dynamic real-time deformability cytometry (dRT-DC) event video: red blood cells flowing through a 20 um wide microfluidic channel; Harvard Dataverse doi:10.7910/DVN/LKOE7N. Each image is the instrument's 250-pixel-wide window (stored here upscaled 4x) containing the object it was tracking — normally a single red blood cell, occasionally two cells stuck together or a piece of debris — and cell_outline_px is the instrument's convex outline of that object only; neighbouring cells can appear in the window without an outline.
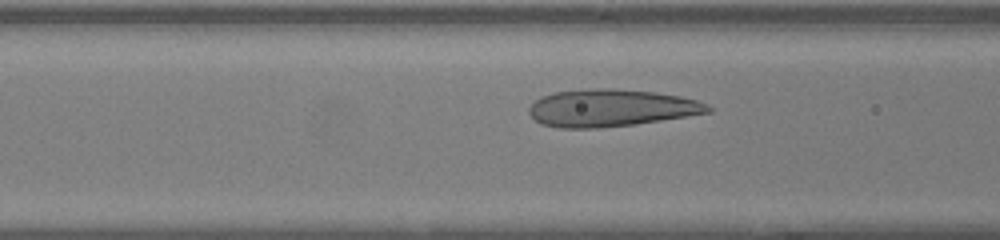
{"species": "human", "species_latin": "Homo sapiens", "temperature_condition": "warm", "stored_images_in_passage": 35, "camera_frame_rate_fps": 3000, "um_per_image_px": 0.085, "donor": {"sex": "female"}, "frame": {"image": 1, "passage_image": 10, "time_ms": 3.0, "image_size_px": [1000, 240], "cell_outline_px": [[712, 112], [660, 120], [632, 124], [596, 128], [560, 128], [540, 124], [528, 112], [528, 108], [540, 96], [552, 92], [592, 88], [612, 88], [652, 92], [680, 96], [696, 100], [708, 104], [712, 108]], "centroid_in_image_um": [51.9, 9.17], "position_along_channel_um": 114.7, "area_um2": 38.78}}
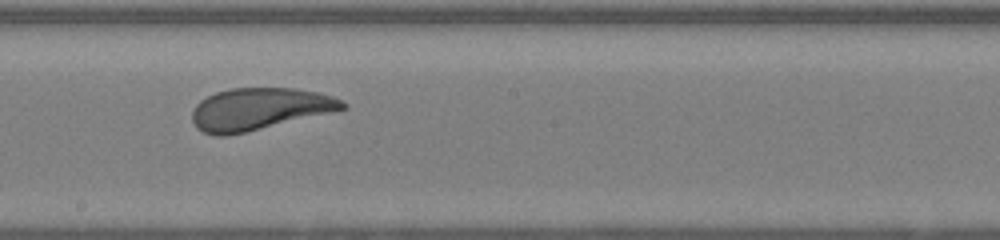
{"frame": {"image": 2, "passage_image": 18, "time_ms": 5.667, "image_size_px": [1000, 240], "cell_outline_px": [[348, 108], [244, 132], [224, 136], [216, 136], [204, 132], [196, 128], [192, 120], [192, 112], [196, 104], [200, 100], [216, 92], [232, 88], [292, 88], [316, 92], [332, 96], [348, 104]], "centroid_in_image_um": [22.0, 9.26], "position_along_channel_um": 226.2, "area_um2": 36.36}}
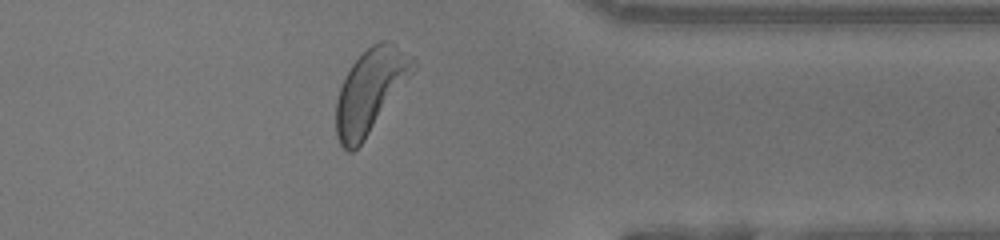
{"frame": {"image": 3, "passage_image": 30, "time_ms": 9.667, "image_size_px": [1000, 240], "cell_outline_px": [[416, 68], [364, 140], [352, 152], [348, 152], [340, 144], [336, 136], [336, 100], [340, 88], [352, 64], [372, 44], [380, 40], [388, 40], [412, 56]], "centroid_in_image_um": [31.46, 7.72], "position_along_channel_um": 379.9, "area_um2": 36.76}, "authors_computed_cell_mechanics": {"area_um2": 37.8012, "velocity_mm_per_s": 4.1848, "shape_relaxation_time_tau1_ms": 3.0285, "shape_relaxation_time_tau2_ms": 0.8449, "deformation_change_tau1": 0.1514, "deformation_change_tau2": 0.0877}}